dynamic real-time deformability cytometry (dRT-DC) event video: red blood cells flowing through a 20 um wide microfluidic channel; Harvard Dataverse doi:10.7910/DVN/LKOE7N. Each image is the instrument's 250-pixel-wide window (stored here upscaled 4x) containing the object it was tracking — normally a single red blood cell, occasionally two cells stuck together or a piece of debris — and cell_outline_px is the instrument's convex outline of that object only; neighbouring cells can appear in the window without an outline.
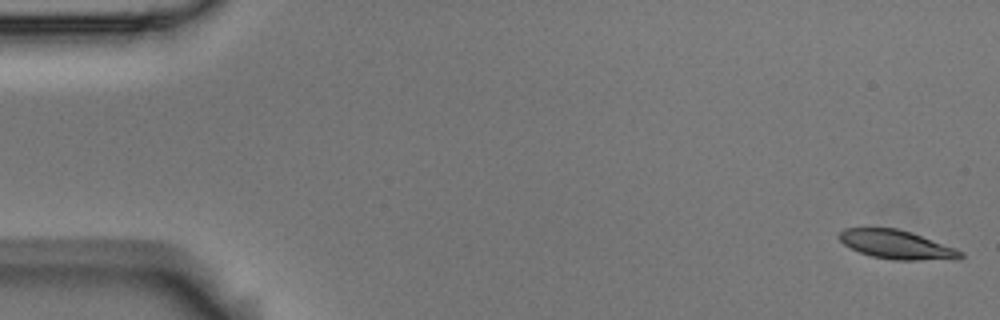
{"species": "Egyptian fruit bat (a non-hibernating species)", "species_latin": "Rousettus aegyptiacus", "temperature_condition": "room temperature", "stored_images_in_passage": 4, "camera_frame_rate_fps": 3000, "um_per_image_px": 0.085, "animal": {"sex": "male"}, "frame": {"image": 1, "passage_image": 1, "time_ms": 0.0, "image_size_px": [1000, 320], "cell_outline_px": [[964, 256], [960, 260], [892, 260], [872, 256], [860, 252], [844, 244], [836, 236], [844, 228], [896, 228], [912, 232], [956, 248], [964, 252]], "centroid_in_image_um": [76.28, 20.8], "position_along_channel_um": 8.7, "area_um2": 20.63}}